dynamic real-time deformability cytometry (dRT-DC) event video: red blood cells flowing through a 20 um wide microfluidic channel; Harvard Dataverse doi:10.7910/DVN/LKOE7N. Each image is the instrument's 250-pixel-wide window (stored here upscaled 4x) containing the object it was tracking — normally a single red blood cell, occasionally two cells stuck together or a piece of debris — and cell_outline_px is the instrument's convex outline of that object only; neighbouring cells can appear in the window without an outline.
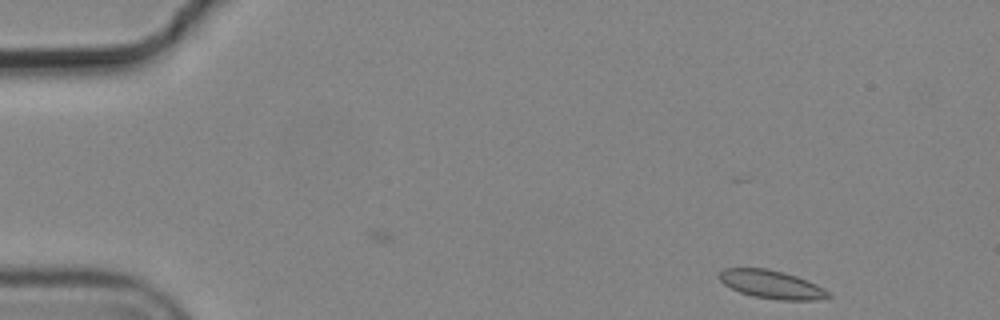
{"species": "common noctule bat (a hibernating species)", "species_latin": "Nyctalus noctula", "temperature_condition": "cold", "stored_images_in_passage": 4, "camera_frame_rate_fps": 3000, "um_per_image_px": 0.085, "animal": {"sex": "male", "body_mass_g": 19.2, "forearm_length_mm": 51.8}, "frame": {"image": 1, "passage_image": 1, "time_ms": 0.0, "image_size_px": [1000, 320], "cell_outline_px": [[832, 296], [816, 300], [780, 300], [752, 296], [740, 292], [724, 284], [720, 280], [720, 272], [724, 268], [768, 268], [784, 272], [796, 276], [816, 284], [824, 288]], "centroid_in_image_um": [65.59, 24.17], "position_along_channel_um": 19.4, "area_um2": 17.86}}
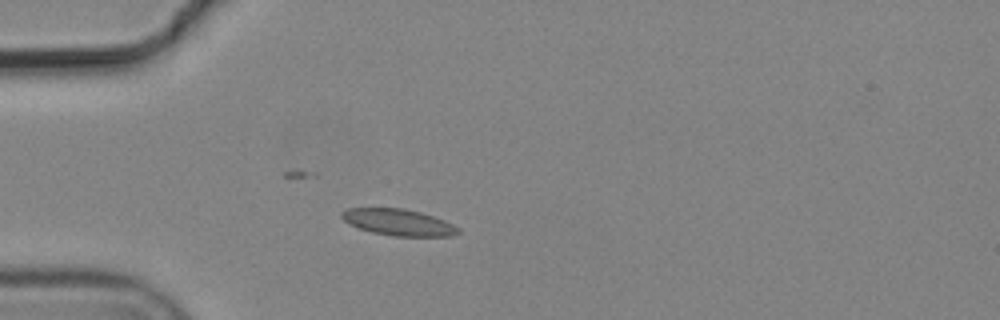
{"frame": {"image": 2, "passage_image": 4, "time_ms": 1.0, "image_size_px": [1000, 320], "cell_outline_px": [[460, 232], [452, 236], [392, 236], [372, 232], [356, 228], [348, 224], [340, 216], [340, 212], [348, 208], [404, 208], [420, 212], [444, 220], [460, 228]], "centroid_in_image_um": [33.83, 18.9], "position_along_channel_um": 51.2, "area_um2": 18.09}}